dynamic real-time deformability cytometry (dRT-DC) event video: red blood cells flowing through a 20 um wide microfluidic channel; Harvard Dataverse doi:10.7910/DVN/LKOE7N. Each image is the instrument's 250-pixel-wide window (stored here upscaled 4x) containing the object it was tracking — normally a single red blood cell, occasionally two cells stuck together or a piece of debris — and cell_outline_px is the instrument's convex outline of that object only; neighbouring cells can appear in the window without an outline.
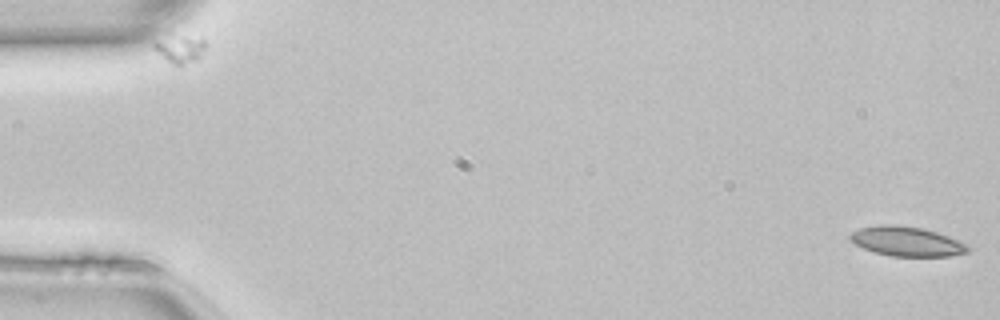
{"species": "common noctule bat (a hibernating species)", "species_latin": "Nyctalus noctula", "temperature_condition": "room temperature", "stored_images_in_passage": 49, "camera_frame_rate_fps": 3000, "um_per_image_px": 0.085, "animal": {"sex": "female", "body_mass_g": 22.7, "forearm_length_mm": 54.2}, "frame": {"image": 1, "passage_image": 1, "time_ms": 0.0, "image_size_px": [1000, 320], "cell_outline_px": [[972, 248], [968, 252], [952, 256], [892, 256], [876, 252], [864, 248], [856, 244], [848, 236], [852, 232], [860, 228], [880, 224], [892, 224], [924, 228], [948, 236]], "centroid_in_image_um": [77.08, 20.51], "position_along_channel_um": 7.9, "area_um2": 20.11}}
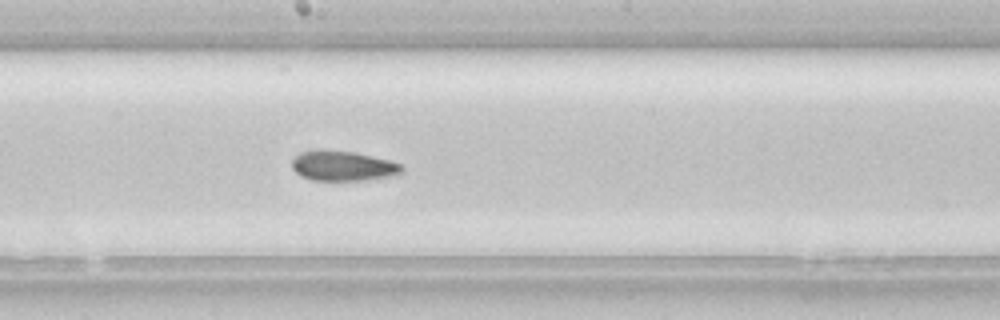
{"frame": {"image": 2, "passage_image": 27, "time_ms": 8.667, "image_size_px": [1000, 320], "cell_outline_px": [[404, 168], [396, 176], [364, 180], [312, 180], [300, 176], [292, 168], [292, 160], [300, 152], [312, 148], [320, 148], [356, 152], [388, 160], [400, 164]], "centroid_in_image_um": [29.11, 14.08], "position_along_channel_um": 219.1, "area_um2": 19.59}}
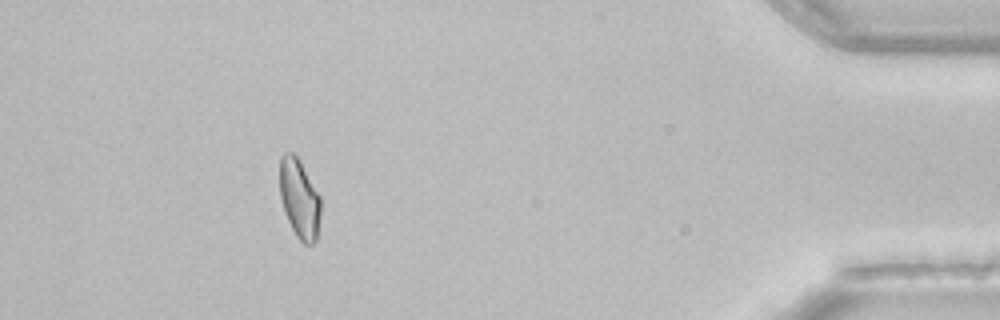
{"frame": {"image": 3, "passage_image": 45, "time_ms": 14.667, "image_size_px": [1000, 320], "cell_outline_px": [[320, 212], [316, 240], [312, 244], [304, 244], [296, 236], [284, 212], [280, 196], [280, 156], [284, 152], [292, 152], [300, 160], [320, 196]], "centroid_in_image_um": [25.44, 16.87], "position_along_channel_um": 409.8, "area_um2": 18.84}, "authors_computed_cell_mechanics": {"area_um2": 19.5942, "velocity_mm_per_s": 4.1549, "shape_relaxation_time_tau1_ms": null, "shape_relaxation_time_tau2_ms": 4.1962, "deformation_change_tau1": null, "deformation_change_tau2": 0.0969}}